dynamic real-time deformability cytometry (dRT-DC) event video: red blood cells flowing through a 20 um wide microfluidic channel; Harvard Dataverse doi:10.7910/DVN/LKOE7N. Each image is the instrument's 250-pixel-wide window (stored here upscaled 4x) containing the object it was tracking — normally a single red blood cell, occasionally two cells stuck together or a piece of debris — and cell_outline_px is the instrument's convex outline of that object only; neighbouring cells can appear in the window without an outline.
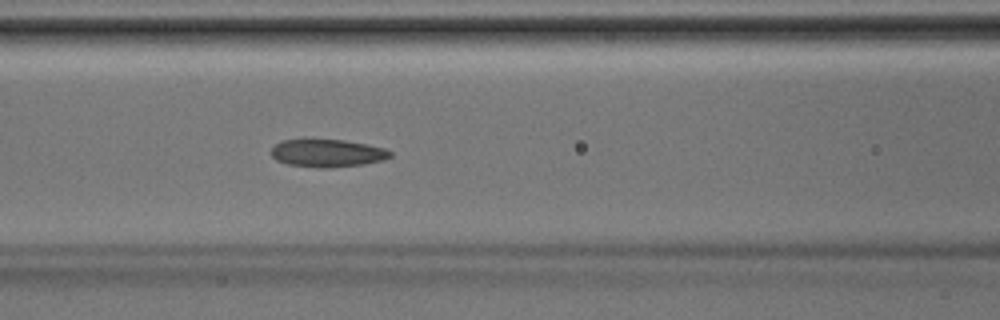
{"species": "Egyptian fruit bat (a non-hibernating species)", "species_latin": "Rousettus aegyptiacus", "temperature_condition": "room temperature", "stored_images_in_passage": 34, "camera_frame_rate_fps": 3000, "um_per_image_px": 0.085, "animal": {"sex": "male"}, "frame": {"image": 1, "passage_image": 10, "time_ms": 3.0, "image_size_px": [1000, 320], "cell_outline_px": [[392, 156], [384, 160], [364, 164], [332, 168], [320, 168], [288, 164], [276, 160], [272, 156], [272, 148], [276, 144], [284, 140], [304, 136], [344, 140], [368, 144], [384, 148], [392, 152]], "centroid_in_image_um": [27.81, 12.97], "position_along_channel_um": 138.8, "area_um2": 20.06}}
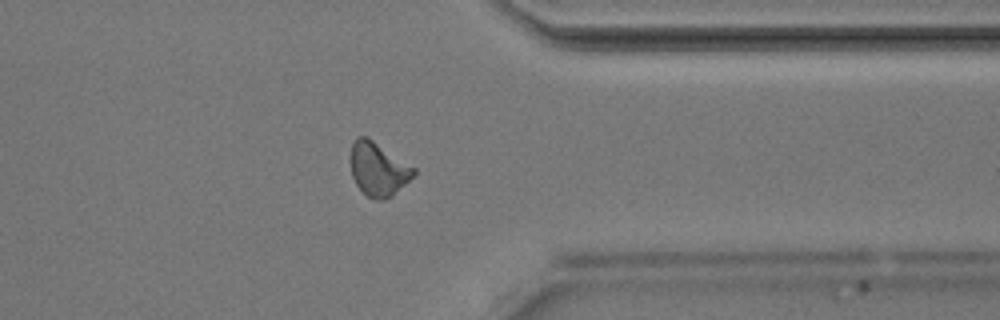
{"frame": {"image": 2, "passage_image": 25, "time_ms": 8.0, "image_size_px": [1000, 320], "cell_outline_px": [[416, 172], [392, 196], [384, 200], [376, 200], [368, 196], [356, 184], [352, 176], [352, 144], [356, 136], [364, 136], [372, 140], [416, 168]], "centroid_in_image_um": [32.15, 14.38], "position_along_channel_um": 379.2, "area_um2": 19.19}}